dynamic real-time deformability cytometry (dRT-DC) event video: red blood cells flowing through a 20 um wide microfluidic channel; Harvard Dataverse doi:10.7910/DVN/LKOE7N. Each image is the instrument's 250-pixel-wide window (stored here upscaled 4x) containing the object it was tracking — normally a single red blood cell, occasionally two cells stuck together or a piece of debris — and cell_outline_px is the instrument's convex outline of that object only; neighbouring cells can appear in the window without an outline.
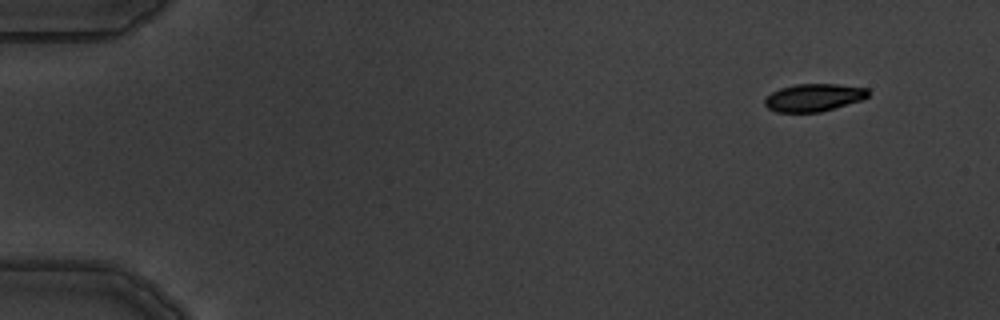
{"species": "common noctule bat (a hibernating species)", "species_latin": "Nyctalus noctula", "temperature_condition": "warm", "stored_images_in_passage": 3, "camera_frame_rate_fps": 3000, "um_per_image_px": 0.085, "animal": {"sex": "male", "body_mass_g": 19.5, "forearm_length_mm": 54.6}, "frame": {"image": 1, "passage_image": 1, "time_ms": 0.0, "image_size_px": [1000, 320], "cell_outline_px": [[868, 96], [864, 100], [820, 112], [776, 112], [768, 108], [764, 104], [764, 96], [780, 88], [796, 84], [836, 84], [868, 88]], "centroid_in_image_um": [69.16, 8.29], "position_along_channel_um": 15.8, "area_um2": 16.82}}